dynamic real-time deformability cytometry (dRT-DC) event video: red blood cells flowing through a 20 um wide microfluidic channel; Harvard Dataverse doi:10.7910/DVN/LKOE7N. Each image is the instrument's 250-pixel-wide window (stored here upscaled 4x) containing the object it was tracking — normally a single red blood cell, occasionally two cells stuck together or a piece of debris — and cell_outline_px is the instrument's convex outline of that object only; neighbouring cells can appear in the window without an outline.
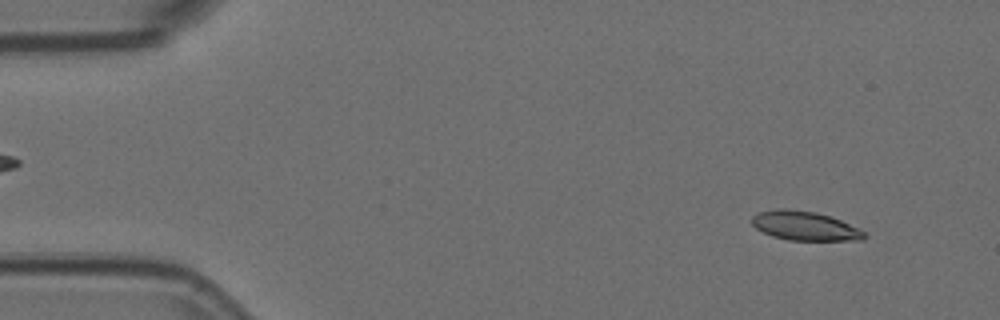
{"species": "Egyptian fruit bat (a non-hibernating species)", "species_latin": "Rousettus aegyptiacus", "temperature_condition": "room temperature", "stored_images_in_passage": 4, "camera_frame_rate_fps": 3000, "um_per_image_px": 0.085, "animal": {"sex": "female"}, "frame": {"image": 1, "passage_image": 1, "time_ms": 0.0, "image_size_px": [1000, 320], "cell_outline_px": [[868, 236], [864, 240], [788, 240], [772, 236], [756, 228], [752, 224], [752, 216], [760, 212], [776, 208], [788, 208], [816, 212], [832, 216], [860, 228]], "centroid_in_image_um": [68.45, 19.19], "position_along_channel_um": 16.6, "area_um2": 19.31}}
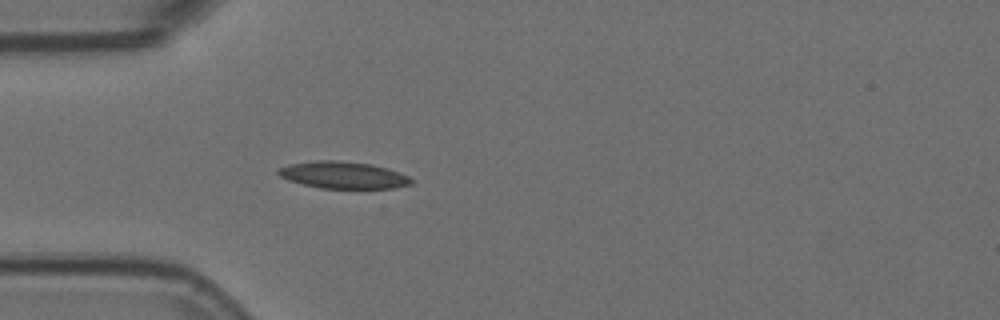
{"frame": {"image": 2, "passage_image": 4, "time_ms": 1.0, "image_size_px": [1000, 320], "cell_outline_px": [[412, 184], [392, 188], [320, 188], [288, 180], [280, 176], [276, 172], [276, 168], [288, 164], [316, 160], [340, 160], [372, 164], [388, 168], [400, 172], [408, 176], [412, 180]], "centroid_in_image_um": [29.15, 14.86], "position_along_channel_um": 55.9, "area_um2": 21.04}}